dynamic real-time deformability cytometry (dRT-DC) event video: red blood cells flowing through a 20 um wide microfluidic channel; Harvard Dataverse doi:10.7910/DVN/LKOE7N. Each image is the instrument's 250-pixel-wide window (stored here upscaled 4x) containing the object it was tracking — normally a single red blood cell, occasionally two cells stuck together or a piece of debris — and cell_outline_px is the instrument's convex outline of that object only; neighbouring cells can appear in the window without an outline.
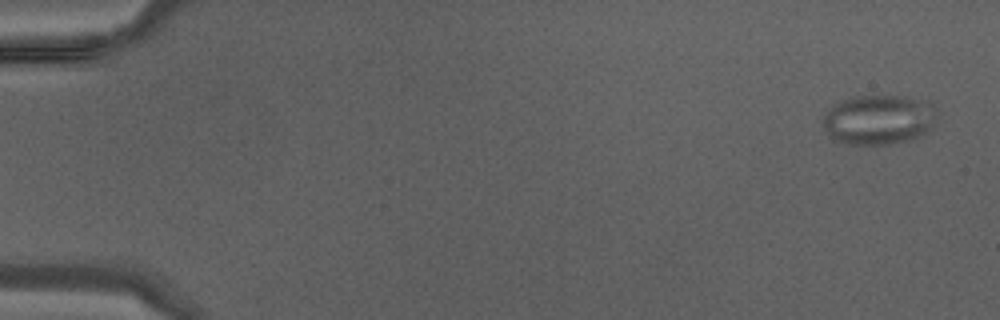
{"species": "Egyptian fruit bat (a non-hibernating species)", "species_latin": "Rousettus aegyptiacus", "temperature_condition": "warm", "stored_images_in_passage": 41, "camera_frame_rate_fps": 3000, "um_per_image_px": 0.085, "animal": {"sex": "male"}, "frame": {"image": 1, "passage_image": 1, "time_ms": 0.0, "image_size_px": [1000, 320], "cell_outline_px": [[940, 112], [924, 136], [912, 140], [888, 144], [848, 144], [832, 140], [828, 136], [820, 120], [832, 104], [852, 96], [900, 96], [932, 100], [936, 104]], "centroid_in_image_um": [74.73, 10.16], "position_along_channel_um": 10.3, "area_um2": 34.16}}
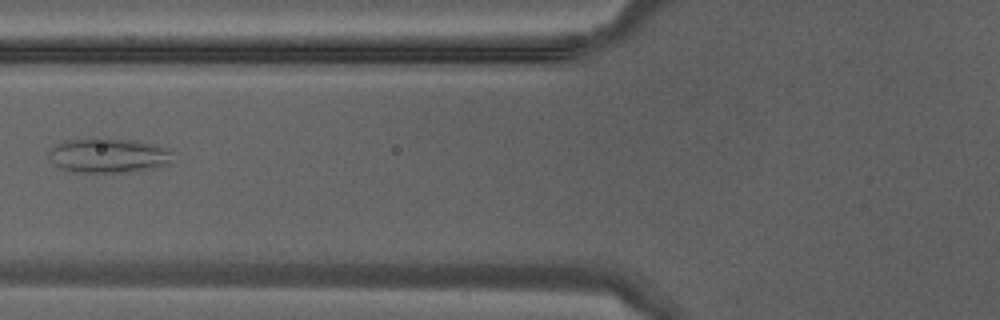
{"frame": {"image": 2, "passage_image": 17, "time_ms": 5.333, "image_size_px": [1000, 320], "cell_outline_px": [[172, 164], [156, 168], [128, 172], [72, 172], [60, 168], [48, 156], [48, 152], [56, 144], [64, 140], [96, 136], [104, 136], [136, 140], [172, 148]], "centroid_in_image_um": [9.27, 13.18], "position_along_channel_um": 116.5, "area_um2": 26.07}}
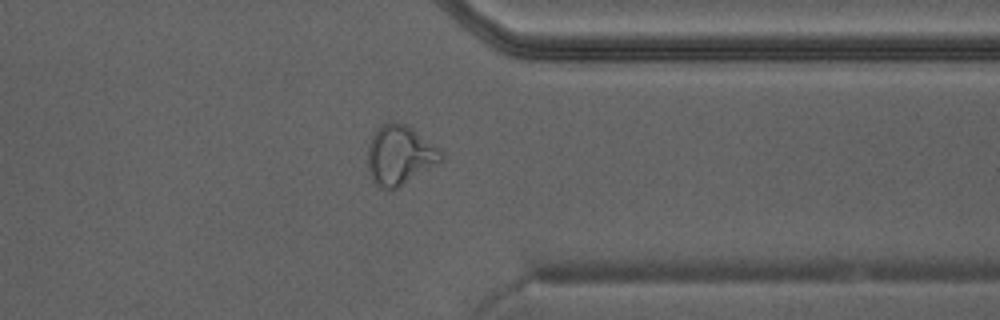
{"frame": {"image": 3, "passage_image": 33, "time_ms": 10.667, "image_size_px": [1000, 320], "cell_outline_px": [[444, 160], [400, 188], [384, 188], [376, 184], [372, 180], [368, 168], [368, 144], [376, 128], [380, 124], [388, 120], [396, 120], [408, 124], [440, 148], [444, 152]], "centroid_in_image_um": [34.01, 13.14], "position_along_channel_um": 377.4, "area_um2": 26.24}}